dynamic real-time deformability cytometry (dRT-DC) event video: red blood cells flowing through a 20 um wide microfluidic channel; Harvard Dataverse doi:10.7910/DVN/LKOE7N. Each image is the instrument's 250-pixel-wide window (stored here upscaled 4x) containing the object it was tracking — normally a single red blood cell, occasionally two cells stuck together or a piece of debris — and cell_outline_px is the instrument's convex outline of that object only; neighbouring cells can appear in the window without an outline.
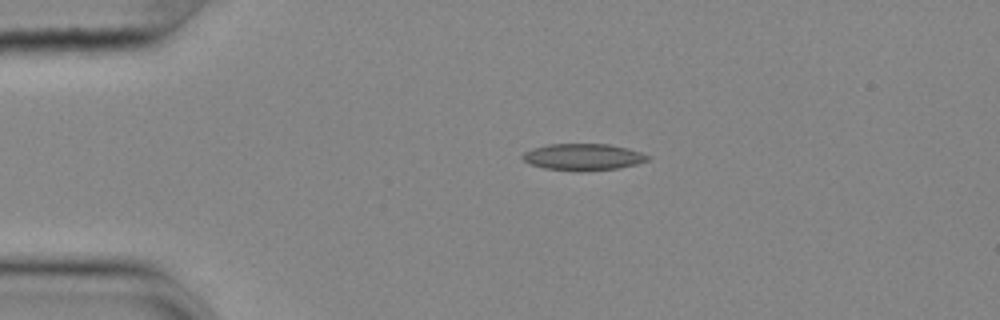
{"species": "common noctule bat (a hibernating species)", "species_latin": "Nyctalus noctula", "temperature_condition": "cold", "stored_images_in_passage": 44, "camera_frame_rate_fps": 3000, "um_per_image_px": 0.085, "animal": {"sex": "female", "body_mass_g": 25.1}, "frame": {"image": 1, "passage_image": 1, "time_ms": 0.0, "image_size_px": [1000, 320], "cell_outline_px": [[652, 156], [648, 160], [636, 164], [616, 168], [580, 172], [544, 168], [532, 164], [524, 160], [520, 156], [524, 152], [532, 148], [548, 144], [608, 144], [628, 148]], "centroid_in_image_um": [49.56, 13.34], "position_along_channel_um": 35.4, "area_um2": 19.48}}
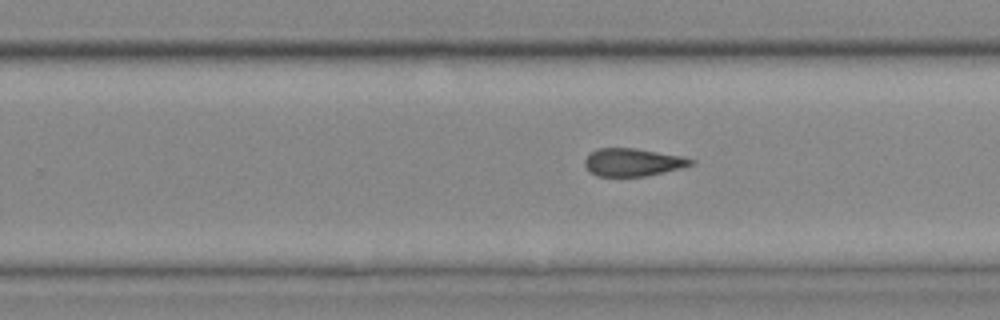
{"frame": {"image": 2, "passage_image": 24, "time_ms": 7.667, "image_size_px": [1000, 320], "cell_outline_px": [[696, 164], [648, 176], [596, 176], [584, 164], [584, 160], [596, 148], [636, 148], [684, 156], [696, 160]], "centroid_in_image_um": [53.85, 13.78], "position_along_channel_um": 275.9, "area_um2": 17.28}}
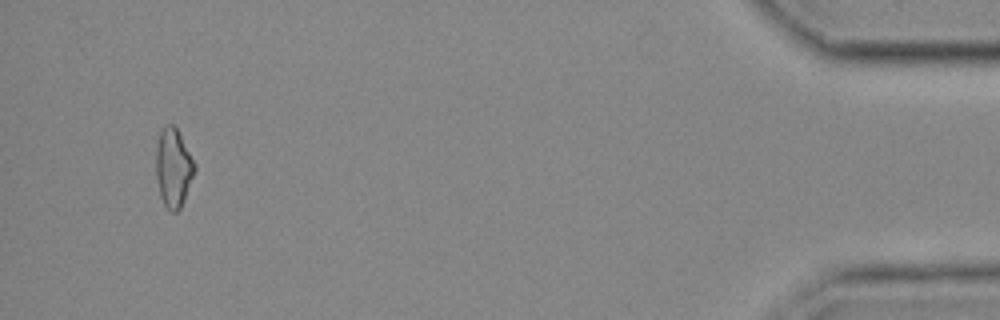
{"frame": {"image": 3, "passage_image": 42, "time_ms": 13.667, "image_size_px": [1000, 320], "cell_outline_px": [[196, 168], [184, 200], [180, 208], [176, 212], [172, 212], [164, 204], [160, 196], [156, 176], [156, 148], [160, 132], [164, 124], [172, 124], [176, 128], [196, 164]], "centroid_in_image_um": [14.73, 14.25], "position_along_channel_um": 420.5, "area_um2": 17.57}, "authors_computed_cell_mechanics": {"area_um2": 17.8313, "velocity_mm_per_s": 3.6511, "shape_relaxation_time_tau1_ms": null, "shape_relaxation_time_tau2_ms": 5.0336, "deformation_change_tau1": null, "deformation_change_tau2": 0.1482}}